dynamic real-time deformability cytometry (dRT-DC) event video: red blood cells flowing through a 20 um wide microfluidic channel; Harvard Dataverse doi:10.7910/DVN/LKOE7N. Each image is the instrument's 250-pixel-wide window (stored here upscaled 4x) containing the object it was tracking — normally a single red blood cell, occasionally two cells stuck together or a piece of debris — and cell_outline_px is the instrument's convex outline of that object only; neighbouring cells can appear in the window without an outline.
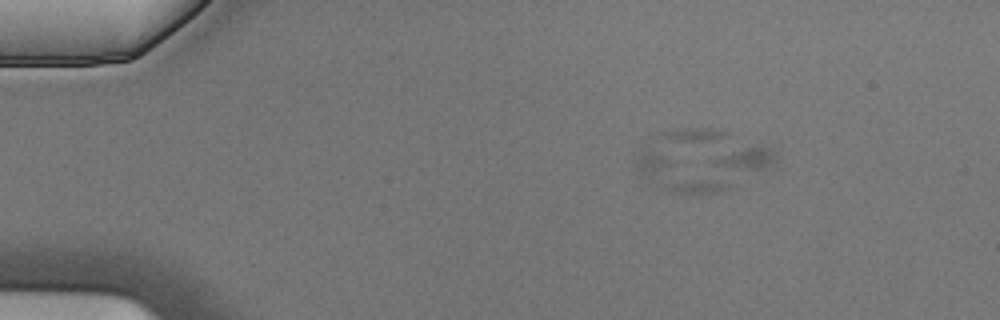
{"species": "Egyptian fruit bat (a non-hibernating species)", "species_latin": "Rousettus aegyptiacus", "temperature_condition": "cold", "stored_images_in_passage": 6, "camera_frame_rate_fps": 3000, "um_per_image_px": 0.085, "animal": {"sex": "male"}, "frame": {"image": 1, "passage_image": 3, "time_ms": 0.667, "image_size_px": [1000, 320], "cell_outline_px": [[776, 160], [768, 168], [728, 188], [716, 192], [668, 192], [660, 188], [660, 184], [708, 160], [756, 144], [760, 144], [772, 148], [776, 152]], "centroid_in_image_um": [61.45, 14.52], "position_along_channel_um": 23.6, "area_um2": 21.44}}